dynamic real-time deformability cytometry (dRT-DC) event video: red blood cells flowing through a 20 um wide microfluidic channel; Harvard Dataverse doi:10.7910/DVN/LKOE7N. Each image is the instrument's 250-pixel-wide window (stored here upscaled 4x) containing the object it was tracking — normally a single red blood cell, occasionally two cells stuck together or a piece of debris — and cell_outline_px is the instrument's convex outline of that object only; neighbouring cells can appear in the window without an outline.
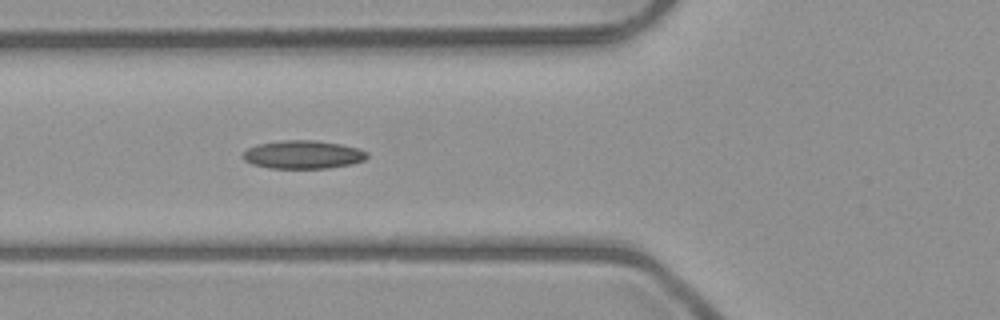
{"species": "common noctule bat (a hibernating species)", "species_latin": "Nyctalus noctula", "temperature_condition": "room temperature", "stored_images_in_passage": 3, "camera_frame_rate_fps": 3000, "um_per_image_px": 0.085, "animal": {"sex": "male", "body_mass_g": 23.1, "forearm_length_mm": 52.7}, "frame": {"image": 1, "passage_image": 3, "time_ms": 2.333, "image_size_px": [1000, 320], "cell_outline_px": [[368, 156], [364, 160], [352, 164], [328, 168], [268, 168], [252, 164], [244, 160], [240, 156], [248, 148], [256, 144], [280, 140], [316, 140], [340, 144], [356, 148], [368, 152]], "centroid_in_image_um": [25.72, 13.14], "position_along_channel_um": 100.1, "area_um2": 20.58}}